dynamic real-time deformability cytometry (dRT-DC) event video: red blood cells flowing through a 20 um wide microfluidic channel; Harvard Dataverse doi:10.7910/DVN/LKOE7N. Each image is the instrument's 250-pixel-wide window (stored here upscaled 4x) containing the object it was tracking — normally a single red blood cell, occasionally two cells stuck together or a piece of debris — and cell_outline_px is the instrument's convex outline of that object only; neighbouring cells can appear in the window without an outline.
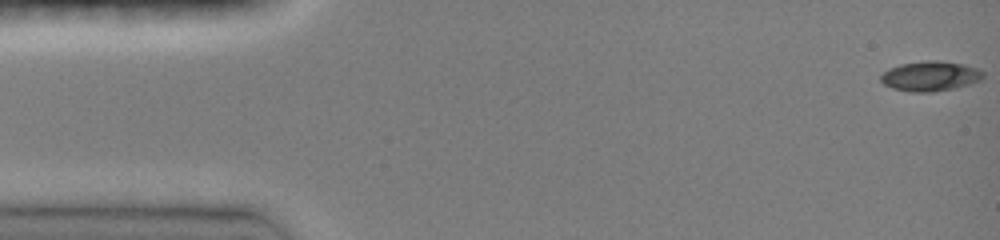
{"species": "common noctule bat (a hibernating species)", "species_latin": "Nyctalus noctula", "temperature_condition": "room temperature", "stored_images_in_passage": 47, "camera_frame_rate_fps": 3000, "um_per_image_px": 0.085, "animal": {"sex": "female", "body_mass_g": 19.0, "forearm_length_mm": 51.5}, "frame": {"image": 1, "passage_image": 1, "time_ms": 0.0, "image_size_px": [1000, 240], "cell_outline_px": [[984, 76], [980, 80], [968, 84], [952, 88], [932, 92], [912, 92], [892, 88], [884, 84], [880, 80], [880, 76], [888, 68], [900, 64], [928, 60], [936, 60], [964, 64], [976, 68], [984, 72]], "centroid_in_image_um": [79.05, 6.46], "position_along_channel_um": 6.0, "area_um2": 17.74}}
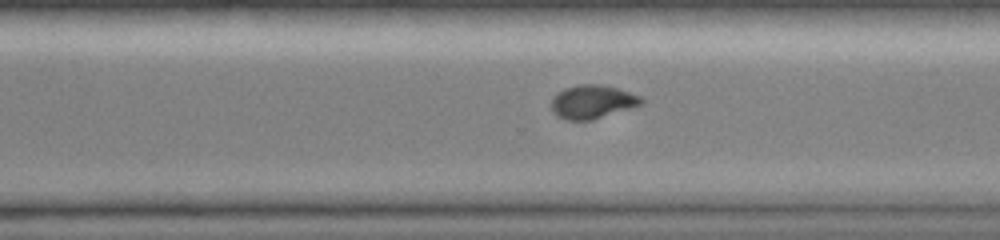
{"frame": {"image": 2, "passage_image": 33, "time_ms": 10.667, "image_size_px": [1000, 240], "cell_outline_px": [[644, 100], [640, 104], [632, 108], [592, 120], [564, 120], [556, 116], [552, 112], [552, 100], [564, 88], [580, 84], [600, 84], [616, 88], [640, 96]], "centroid_in_image_um": [50.34, 8.67], "position_along_channel_um": 320.3, "area_um2": 17.46}}
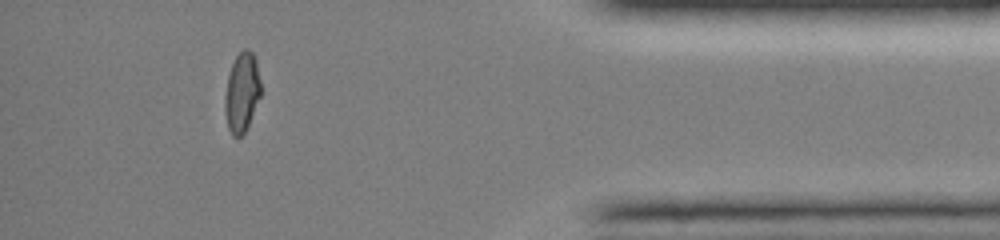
{"frame": {"image": 3, "passage_image": 42, "time_ms": 13.667, "image_size_px": [1000, 240], "cell_outline_px": [[260, 96], [248, 128], [240, 136], [232, 136], [228, 128], [224, 112], [224, 96], [228, 76], [232, 64], [236, 56], [244, 48], [248, 48], [252, 52], [256, 60], [260, 80]], "centroid_in_image_um": [20.55, 7.87], "position_along_channel_um": 414.7, "area_um2": 16.76}, "authors_computed_cell_mechanics": {"area_um2": 17.6868, "velocity_mm_per_s": 4.132, "shape_relaxation_time_tau1_ms": null, "shape_relaxation_time_tau2_ms": 2.9006, "deformation_change_tau1": null, "deformation_change_tau2": 0.0488}}